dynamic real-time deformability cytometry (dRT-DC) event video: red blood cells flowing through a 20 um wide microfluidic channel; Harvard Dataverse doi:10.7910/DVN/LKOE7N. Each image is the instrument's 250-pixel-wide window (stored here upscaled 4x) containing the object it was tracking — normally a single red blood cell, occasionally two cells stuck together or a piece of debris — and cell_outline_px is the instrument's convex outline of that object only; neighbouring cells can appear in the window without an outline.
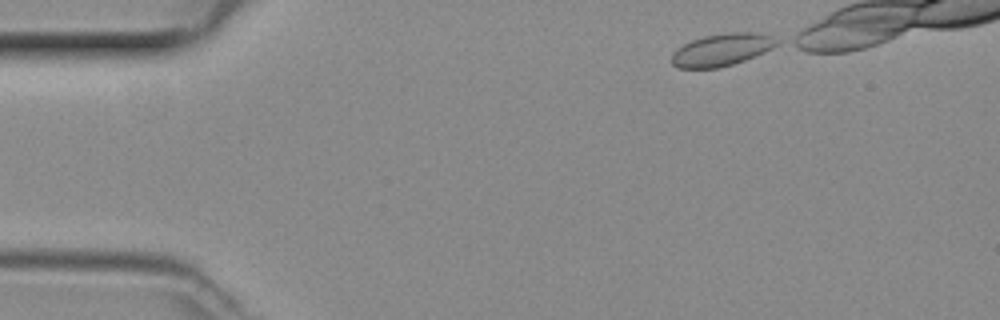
{"species": "common noctule bat (a hibernating species)", "species_latin": "Nyctalus noctula", "temperature_condition": "room temperature", "stored_images_in_passage": 24, "camera_frame_rate_fps": 3000, "um_per_image_px": 0.085, "animal": {"sex": "female", "body_mass_g": 29.2, "forearm_length_mm": 56.3}, "frame": {"image": 1, "passage_image": 1, "time_ms": 0.0, "image_size_px": [1000, 320], "cell_outline_px": [[780, 44], [764, 52], [744, 60], [732, 64], [716, 68], [680, 68], [672, 64], [672, 52], [676, 48], [692, 40], [704, 36], [728, 32], [752, 32], [772, 36], [780, 40]], "centroid_in_image_um": [61.36, 4.22], "position_along_channel_um": 23.6, "area_um2": 19.77}}
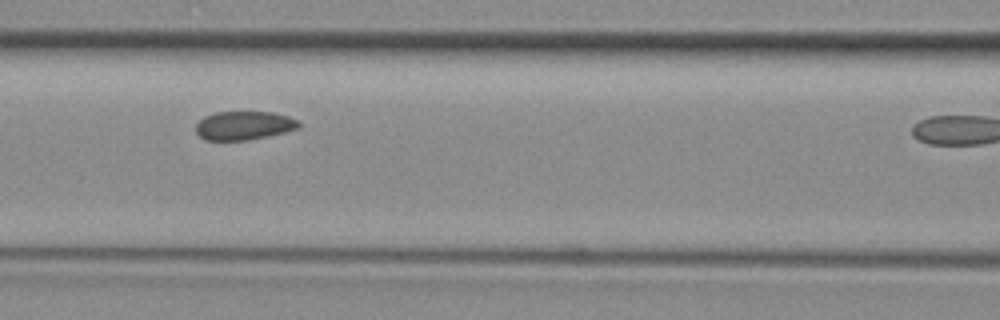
{"frame": {"image": 2, "passage_image": 15, "time_ms": 4.667, "image_size_px": [1000, 320], "cell_outline_px": [[300, 128], [268, 136], [248, 140], [204, 140], [196, 132], [196, 124], [204, 116], [216, 112], [272, 112], [288, 116], [300, 120]], "centroid_in_image_um": [20.75, 10.67], "position_along_channel_um": 145.8, "area_um2": 17.28}}
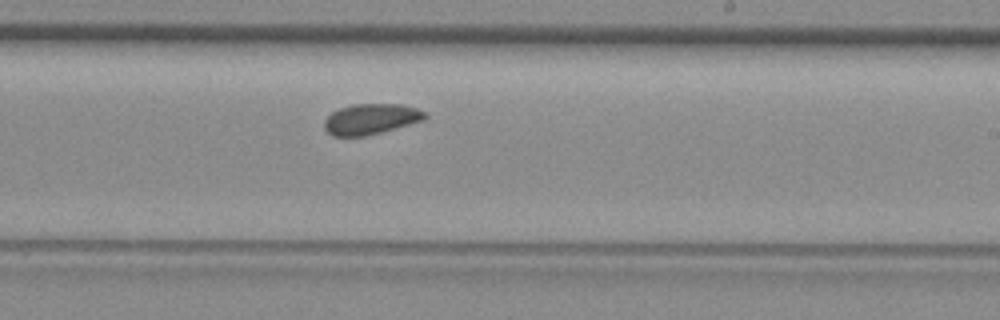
{"frame": {"image": 3, "passage_image": 23, "time_ms": 7.333, "image_size_px": [1000, 320], "cell_outline_px": [[428, 116], [424, 120], [380, 132], [364, 136], [332, 136], [324, 128], [324, 120], [332, 112], [340, 108], [352, 104], [400, 104], [416, 108], [424, 112]], "centroid_in_image_um": [31.5, 10.11], "position_along_channel_um": 257.5, "area_um2": 17.8}}